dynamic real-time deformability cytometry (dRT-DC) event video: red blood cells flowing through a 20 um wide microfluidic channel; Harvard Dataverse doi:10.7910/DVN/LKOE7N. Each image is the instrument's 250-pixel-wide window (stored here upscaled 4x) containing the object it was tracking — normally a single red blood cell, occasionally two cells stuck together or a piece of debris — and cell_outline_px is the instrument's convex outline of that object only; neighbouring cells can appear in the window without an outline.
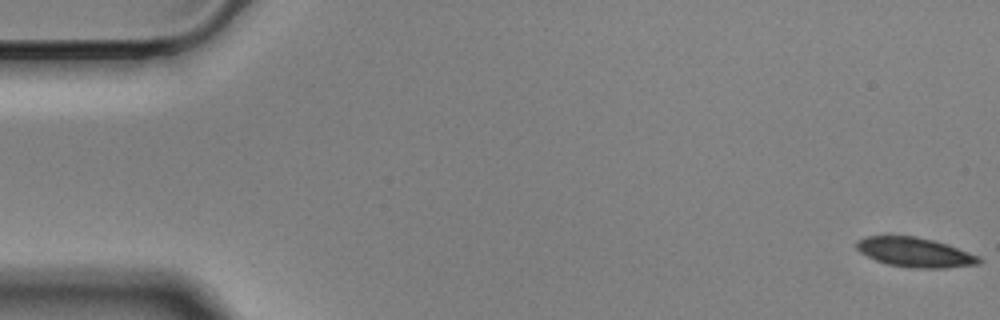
{"species": "Egyptian fruit bat (a non-hibernating species)", "species_latin": "Rousettus aegyptiacus", "temperature_condition": "cold", "stored_images_in_passage": 16, "camera_frame_rate_fps": 3000, "um_per_image_px": 0.085, "animal": {"sex": "male"}, "frame": {"image": 1, "passage_image": 1, "time_ms": 0.0, "image_size_px": [1000, 320], "cell_outline_px": [[984, 260], [980, 264], [944, 268], [908, 268], [888, 264], [876, 260], [860, 252], [856, 248], [856, 240], [864, 236], [916, 236], [948, 244], [980, 256]], "centroid_in_image_um": [77.8, 21.45], "position_along_channel_um": 7.2, "area_um2": 21.27}}
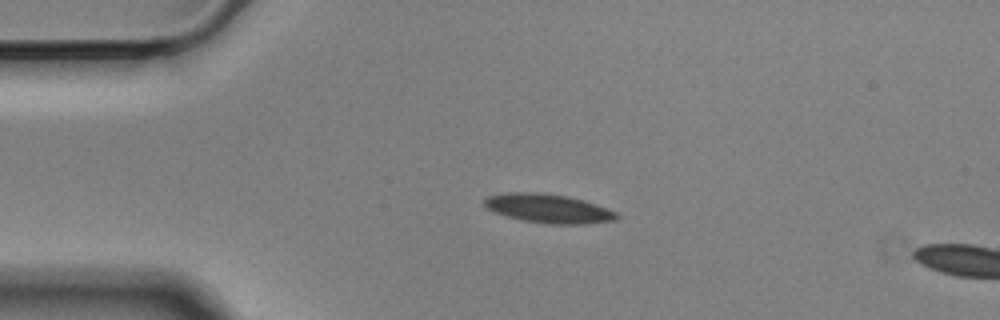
{"frame": {"image": 2, "passage_image": 13, "time_ms": 4.0, "image_size_px": [1000, 320], "cell_outline_px": [[620, 216], [616, 220], [584, 224], [548, 224], [524, 220], [508, 216], [496, 212], [488, 208], [484, 204], [484, 200], [488, 196], [508, 192], [540, 192], [568, 196], [584, 200], [596, 204], [616, 212]], "centroid_in_image_um": [46.65, 17.71], "position_along_channel_um": 38.4, "area_um2": 22.2}}